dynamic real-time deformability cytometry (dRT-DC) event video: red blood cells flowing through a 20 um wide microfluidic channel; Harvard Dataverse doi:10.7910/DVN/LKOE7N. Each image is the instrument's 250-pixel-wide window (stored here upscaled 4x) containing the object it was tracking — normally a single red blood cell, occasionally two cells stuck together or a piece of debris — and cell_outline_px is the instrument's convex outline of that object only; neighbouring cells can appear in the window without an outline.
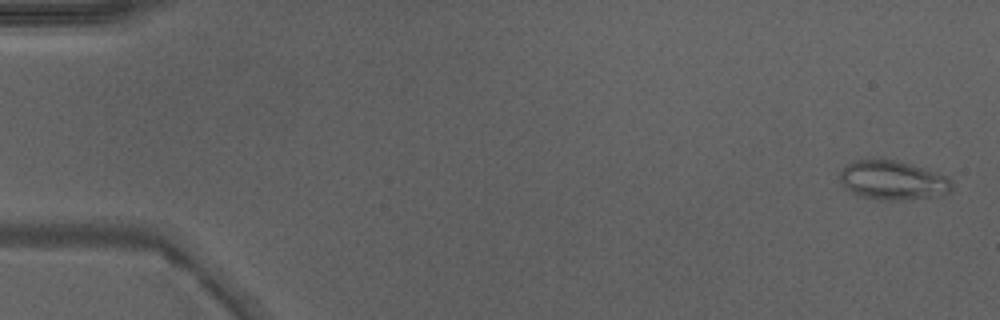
{"species": "Egyptian fruit bat (a non-hibernating species)", "species_latin": "Rousettus aegyptiacus", "temperature_condition": "warm", "stored_images_in_passage": 49, "camera_frame_rate_fps": 3000, "um_per_image_px": 0.085, "animal": {"sex": "male"}, "frame": {"image": 1, "passage_image": 2, "time_ms": 0.333, "image_size_px": [1000, 320], "cell_outline_px": [[952, 188], [948, 192], [936, 196], [896, 200], [876, 200], [860, 196], [844, 188], [840, 180], [840, 172], [852, 160], [896, 160], [936, 172], [948, 176], [952, 180]], "centroid_in_image_um": [75.88, 15.33], "position_along_channel_um": 9.1, "area_um2": 25.37}}
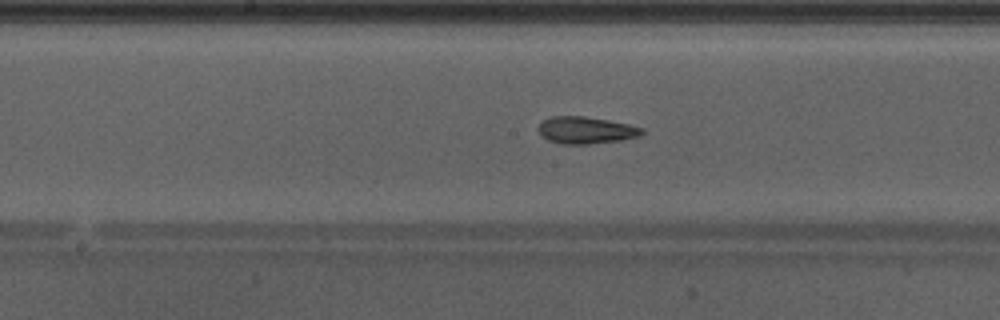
{"frame": {"image": 2, "passage_image": 26, "time_ms": 8.333, "image_size_px": [1000, 320], "cell_outline_px": [[644, 132], [636, 136], [620, 140], [588, 144], [560, 144], [548, 140], [540, 136], [536, 128], [544, 120], [552, 116], [584, 116], [608, 120], [628, 124], [644, 128]], "centroid_in_image_um": [49.74, 11.06], "position_along_channel_um": 198.5, "area_um2": 16.3}}
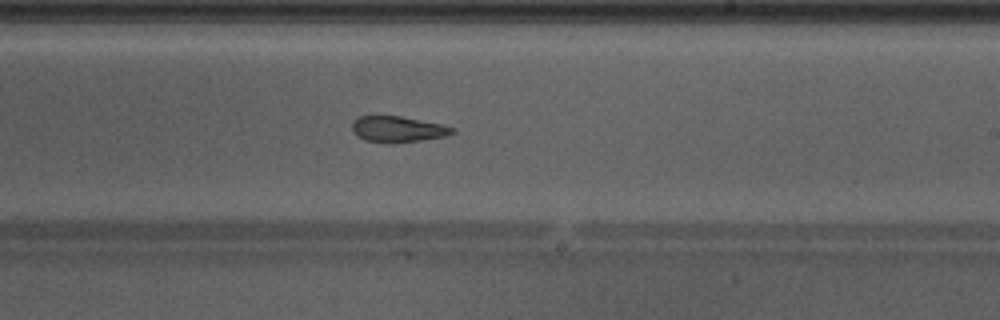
{"frame": {"image": 3, "passage_image": 30, "time_ms": 9.667, "image_size_px": [1000, 320], "cell_outline_px": [[456, 132], [444, 136], [420, 140], [392, 144], [388, 144], [364, 140], [356, 136], [352, 132], [352, 120], [356, 116], [376, 112], [400, 116], [440, 124], [456, 128]], "centroid_in_image_um": [33.68, 10.94], "position_along_channel_um": 255.3, "area_um2": 16.01}, "authors_computed_cell_mechanics": {"area_um2": 17.2244, "velocity_mm_per_s": 4.2843, "shape_relaxation_time_tau1_ms": 9.0019, "shape_relaxation_time_tau2_ms": 2.6777, "deformation_change_tau1": 0.1909, "deformation_change_tau2": 0.1064}}